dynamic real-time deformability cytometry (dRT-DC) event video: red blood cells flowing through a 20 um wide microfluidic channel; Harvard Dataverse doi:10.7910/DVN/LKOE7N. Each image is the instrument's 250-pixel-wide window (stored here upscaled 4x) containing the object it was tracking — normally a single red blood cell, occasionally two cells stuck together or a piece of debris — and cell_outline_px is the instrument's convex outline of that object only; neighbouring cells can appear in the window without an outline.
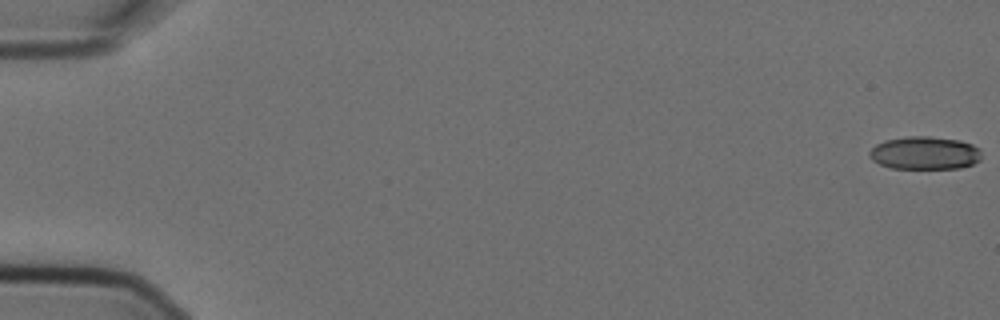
{"species": "Egyptian fruit bat (a non-hibernating species)", "species_latin": "Rousettus aegyptiacus", "temperature_condition": "cold", "stored_images_in_passage": 7, "camera_frame_rate_fps": 3000, "um_per_image_px": 0.085, "animal": {"sex": "female"}, "frame": {"image": 1, "passage_image": 1, "time_ms": 0.0, "image_size_px": [1000, 320], "cell_outline_px": [[980, 160], [972, 164], [960, 168], [892, 168], [880, 164], [872, 160], [868, 156], [868, 152], [876, 144], [884, 140], [908, 136], [928, 136], [960, 140], [972, 144], [980, 148]], "centroid_in_image_um": [78.59, 12.99], "position_along_channel_um": 6.4, "area_um2": 21.62}}
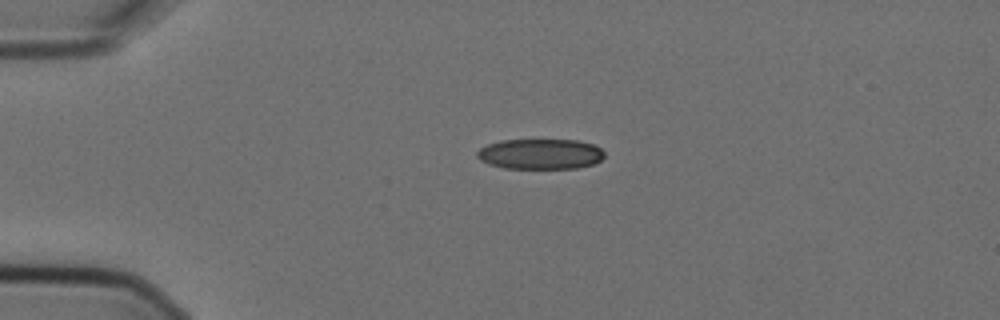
{"frame": {"image": 2, "passage_image": 4, "time_ms": 1.0, "image_size_px": [1000, 320], "cell_outline_px": [[604, 156], [600, 160], [592, 164], [576, 168], [504, 168], [488, 164], [480, 160], [476, 156], [476, 152], [480, 148], [488, 144], [500, 140], [576, 140], [592, 144], [600, 148], [604, 152]], "centroid_in_image_um": [45.89, 13.09], "position_along_channel_um": 39.1, "area_um2": 22.48}}